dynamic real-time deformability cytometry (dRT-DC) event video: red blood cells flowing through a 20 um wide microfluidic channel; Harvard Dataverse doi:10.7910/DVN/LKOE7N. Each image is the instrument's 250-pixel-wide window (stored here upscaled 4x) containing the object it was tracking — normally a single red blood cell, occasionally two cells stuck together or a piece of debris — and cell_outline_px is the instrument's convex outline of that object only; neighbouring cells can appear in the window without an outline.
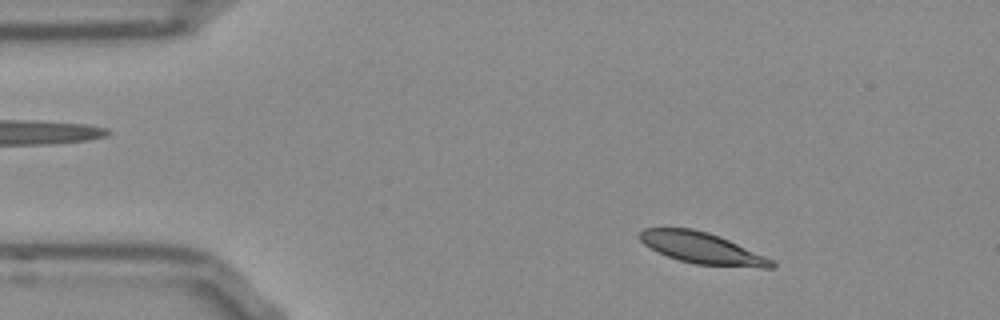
{"species": "Egyptian fruit bat (a non-hibernating species)", "species_latin": "Rousettus aegyptiacus", "temperature_condition": "room temperature", "stored_images_in_passage": 50, "camera_frame_rate_fps": 3000, "um_per_image_px": 0.085, "frame": {"image": 1, "passage_image": 5, "time_ms": 1.333, "image_size_px": [1000, 320], "cell_outline_px": [[776, 268], [760, 268], [696, 264], [680, 260], [656, 252], [644, 244], [640, 240], [640, 232], [644, 228], [692, 228], [708, 232], [720, 236], [764, 256], [772, 260], [776, 264]], "centroid_in_image_um": [59.67, 21.09], "position_along_channel_um": 25.3, "area_um2": 23.87}}
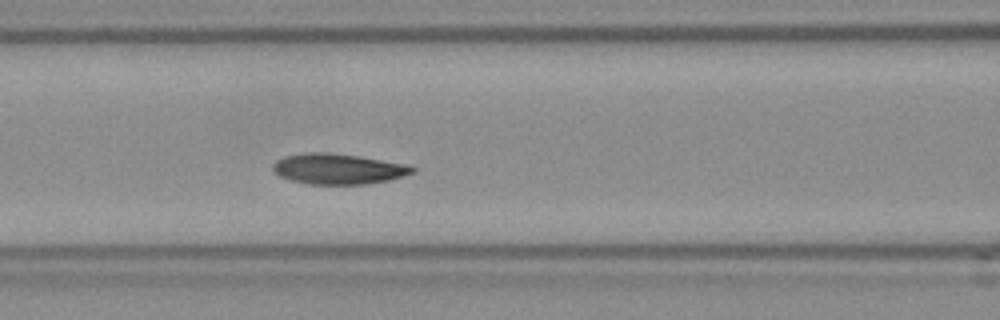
{"frame": {"image": 2, "passage_image": 19, "time_ms": 6.0, "image_size_px": [1000, 320], "cell_outline_px": [[416, 172], [404, 176], [388, 180], [368, 184], [308, 184], [288, 180], [280, 176], [272, 168], [272, 164], [276, 160], [284, 156], [312, 152], [324, 152], [360, 156], [408, 164], [416, 168]], "centroid_in_image_um": [28.77, 14.36], "position_along_channel_um": 137.8, "area_um2": 24.97}}
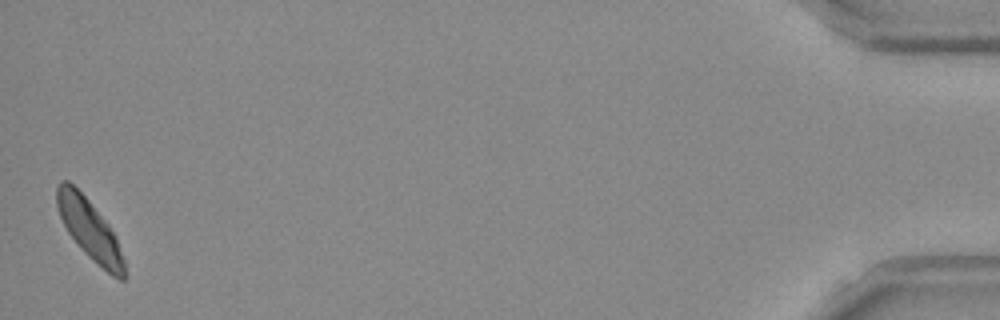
{"frame": {"image": 3, "passage_image": 50, "time_ms": 16.333, "image_size_px": [1000, 320], "cell_outline_px": [[128, 276], [124, 280], [120, 280], [112, 276], [96, 264], [80, 248], [68, 232], [60, 216], [56, 204], [56, 188], [60, 180], [68, 180], [88, 200], [108, 224], [116, 236], [124, 260]], "centroid_in_image_um": [7.64, 19.56], "position_along_channel_um": 427.6, "area_um2": 23.64}, "authors_computed_cell_mechanics": {"area_um2": 24.3049, "velocity_mm_per_s": 3.7445, "shape_relaxation_time_tau1_ms": 3.2699, "shape_relaxation_time_tau2_ms": 6.4951, "deformation_change_tau1": 0.1161, "deformation_change_tau2": 0.0828}}